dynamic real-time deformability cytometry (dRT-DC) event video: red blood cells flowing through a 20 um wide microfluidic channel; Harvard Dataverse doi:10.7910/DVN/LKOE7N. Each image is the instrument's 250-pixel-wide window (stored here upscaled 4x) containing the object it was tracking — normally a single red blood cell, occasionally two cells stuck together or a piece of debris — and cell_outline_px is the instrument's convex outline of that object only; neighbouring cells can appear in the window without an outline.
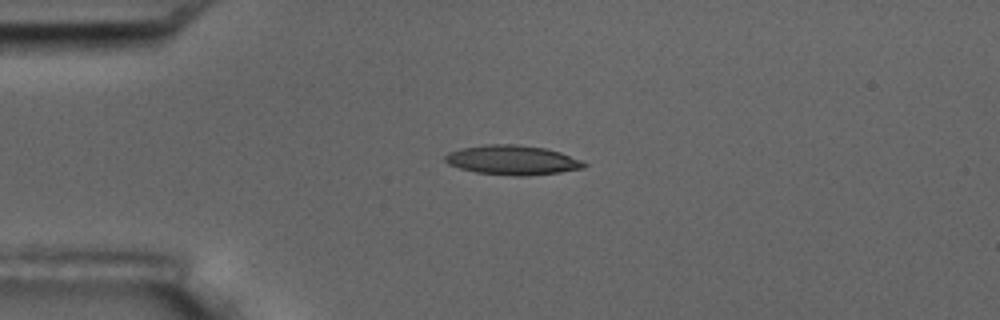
{"species": "common noctule bat (a hibernating species)", "species_latin": "Nyctalus noctula", "temperature_condition": "room temperature", "stored_images_in_passage": 4, "camera_frame_rate_fps": 3000, "um_per_image_px": 0.085, "animal": {"sex": "male", "body_mass_g": 17.5, "forearm_length_mm": 52.3}, "frame": {"image": 1, "passage_image": 1, "time_ms": 0.0, "image_size_px": [1000, 320], "cell_outline_px": [[588, 164], [584, 168], [560, 172], [528, 176], [512, 176], [476, 172], [460, 168], [448, 164], [444, 160], [444, 156], [448, 152], [460, 148], [484, 144], [516, 144], [544, 148], [560, 152], [580, 160]], "centroid_in_image_um": [43.53, 13.6], "position_along_channel_um": 41.5, "area_um2": 23.99}}